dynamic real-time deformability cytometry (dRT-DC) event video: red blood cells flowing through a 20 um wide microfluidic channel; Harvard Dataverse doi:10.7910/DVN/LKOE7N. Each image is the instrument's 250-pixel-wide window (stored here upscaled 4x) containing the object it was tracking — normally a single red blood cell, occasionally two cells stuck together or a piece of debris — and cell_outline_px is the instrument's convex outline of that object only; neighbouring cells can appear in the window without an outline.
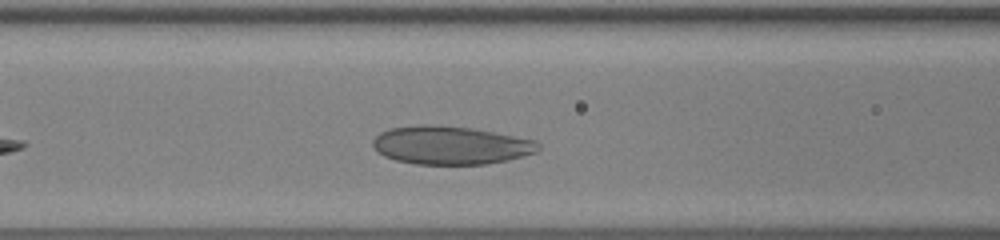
{"species": "human", "species_latin": "Homo sapiens", "temperature_condition": "warm", "stored_images_in_passage": 28, "camera_frame_rate_fps": 3000, "um_per_image_px": 0.085, "donor": {"sex": "male"}, "frame": {"image": 1, "passage_image": 9, "time_ms": 2.667, "image_size_px": [1000, 240], "cell_outline_px": [[540, 148], [536, 152], [524, 156], [508, 160], [484, 164], [416, 164], [396, 160], [384, 156], [372, 144], [372, 140], [380, 132], [388, 128], [420, 124], [440, 124], [472, 128], [536, 140], [540, 144]], "centroid_in_image_um": [38.3, 12.33], "position_along_channel_um": 128.3, "area_um2": 37.11}}
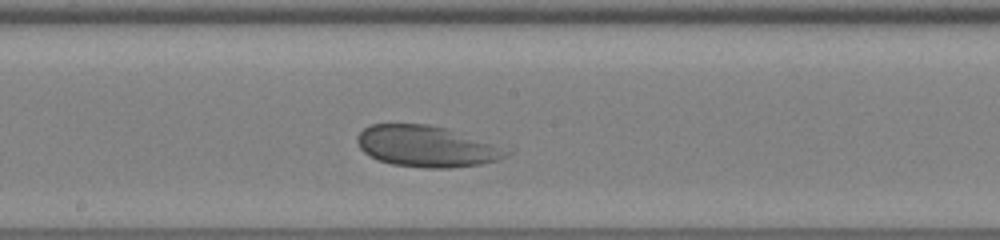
{"frame": {"image": 2, "passage_image": 15, "time_ms": 4.667, "image_size_px": [1000, 240], "cell_outline_px": [[516, 148], [508, 156], [500, 160], [480, 164], [448, 168], [424, 168], [392, 164], [368, 156], [360, 148], [356, 140], [356, 136], [364, 128], [372, 124], [428, 124], [448, 128]], "centroid_in_image_um": [36.4, 12.43], "position_along_channel_um": 211.8, "area_um2": 36.82}}
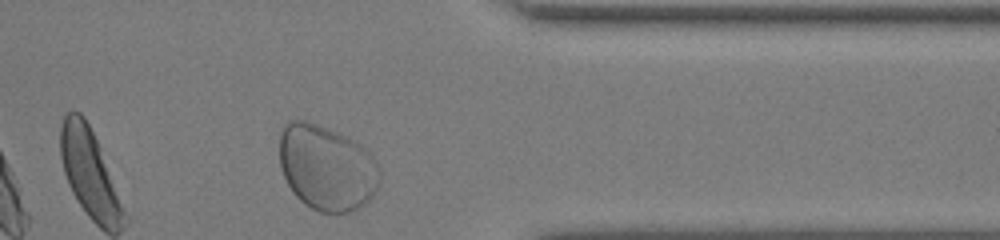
{"frame": {"image": 3, "passage_image": 28, "time_ms": 9.0, "image_size_px": [1000, 240], "cell_outline_px": [[380, 180], [376, 192], [360, 208], [348, 212], [320, 212], [304, 204], [292, 192], [284, 176], [280, 164], [280, 132], [284, 124], [288, 120], [308, 120], [348, 136], [368, 148], [376, 160], [380, 168]], "centroid_in_image_um": [27.79, 14.23], "position_along_channel_um": 383.6, "area_um2": 50.63}}